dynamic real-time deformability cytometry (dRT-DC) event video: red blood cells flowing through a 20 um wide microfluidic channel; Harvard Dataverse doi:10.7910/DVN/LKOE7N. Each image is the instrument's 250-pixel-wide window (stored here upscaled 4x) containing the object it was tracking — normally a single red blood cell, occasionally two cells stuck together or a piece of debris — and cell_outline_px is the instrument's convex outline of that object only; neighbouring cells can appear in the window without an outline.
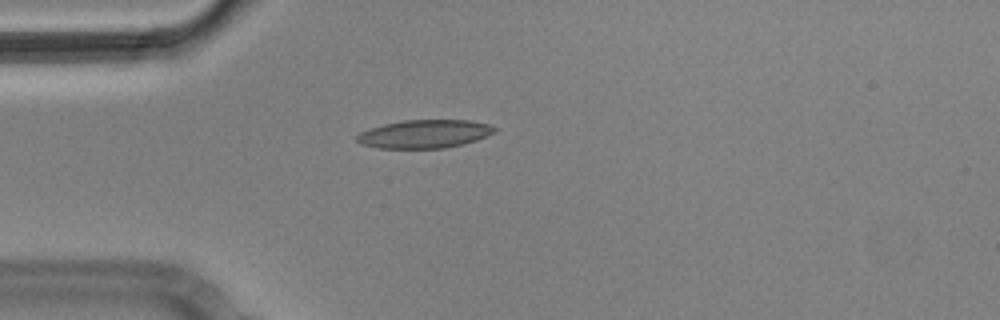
{"species": "Egyptian fruit bat (a non-hibernating species)", "species_latin": "Rousettus aegyptiacus", "temperature_condition": "cold", "stored_images_in_passage": 1, "camera_frame_rate_fps": 3000, "um_per_image_px": 0.085, "animal": {"sex": "male"}, "frame": {"image": 1, "passage_image": 1, "time_ms": 0.0, "image_size_px": [1000, 320], "cell_outline_px": [[496, 132], [476, 140], [464, 144], [444, 148], [380, 148], [360, 144], [356, 140], [356, 136], [360, 132], [384, 124], [404, 120], [472, 120], [488, 124], [496, 128]], "centroid_in_image_um": [36.1, 11.38], "position_along_channel_um": 48.9, "area_um2": 22.66}}